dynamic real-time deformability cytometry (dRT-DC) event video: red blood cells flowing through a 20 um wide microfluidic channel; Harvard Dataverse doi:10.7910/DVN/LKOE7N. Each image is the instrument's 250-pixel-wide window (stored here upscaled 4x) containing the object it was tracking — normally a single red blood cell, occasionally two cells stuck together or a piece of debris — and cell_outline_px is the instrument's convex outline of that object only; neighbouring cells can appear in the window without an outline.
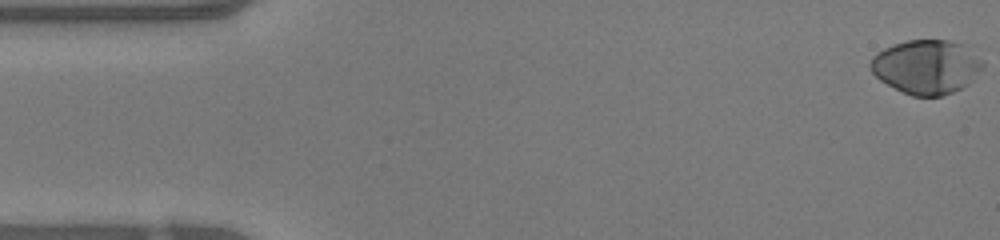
{"species": "human", "species_latin": "Homo sapiens", "temperature_condition": "warm", "stored_images_in_passage": 48, "camera_frame_rate_fps": 3000, "um_per_image_px": 0.085, "donor": {"sex": "female"}, "frame": {"image": 1, "passage_image": 1, "time_ms": 0.0, "image_size_px": [1000, 240], "cell_outline_px": [[984, 64], [968, 84], [944, 96], [912, 96], [880, 80], [872, 72], [868, 64], [872, 56], [876, 52], [892, 44], [908, 40], [948, 40], [968, 44], [984, 60]], "centroid_in_image_um": [78.76, 5.65], "position_along_channel_um": 6.2, "area_um2": 35.72}}
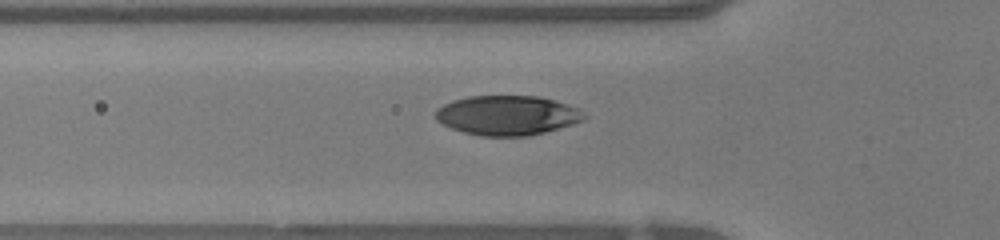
{"frame": {"image": 2, "passage_image": 16, "time_ms": 5.0, "image_size_px": [1000, 240], "cell_outline_px": [[588, 116], [584, 120], [572, 124], [544, 132], [528, 136], [480, 136], [464, 132], [452, 128], [436, 120], [436, 108], [452, 100], [468, 96], [540, 96], [568, 104], [580, 108]], "centroid_in_image_um": [43.15, 9.79], "position_along_channel_um": 82.7, "area_um2": 34.45}}
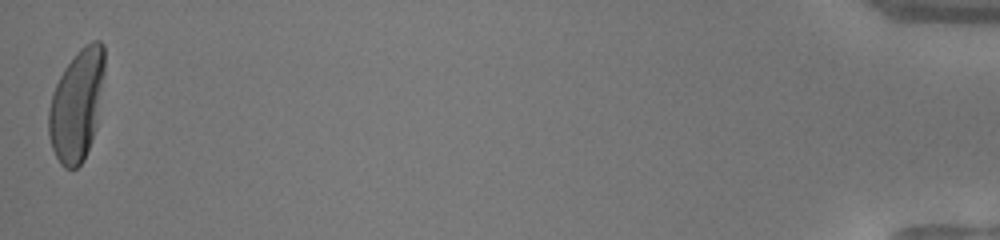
{"frame": {"image": 3, "passage_image": 48, "time_ms": 15.667, "image_size_px": [1000, 240], "cell_outline_px": [[104, 72], [96, 128], [92, 140], [84, 160], [76, 168], [64, 168], [60, 164], [52, 148], [48, 132], [48, 112], [52, 92], [64, 68], [76, 52], [80, 48], [92, 40], [100, 40], [104, 44]], "centroid_in_image_um": [6.52, 8.92], "position_along_channel_um": 428.7, "area_um2": 36.36}, "authors_computed_cell_mechanics": {"area_um2": 35.6626, "velocity_mm_per_s": 4.2235, "shape_relaxation_time_tau1_ms": 2.8375, "shape_relaxation_time_tau2_ms": null, "deformation_change_tau1": 0.2005, "deformation_change_tau2": null}}